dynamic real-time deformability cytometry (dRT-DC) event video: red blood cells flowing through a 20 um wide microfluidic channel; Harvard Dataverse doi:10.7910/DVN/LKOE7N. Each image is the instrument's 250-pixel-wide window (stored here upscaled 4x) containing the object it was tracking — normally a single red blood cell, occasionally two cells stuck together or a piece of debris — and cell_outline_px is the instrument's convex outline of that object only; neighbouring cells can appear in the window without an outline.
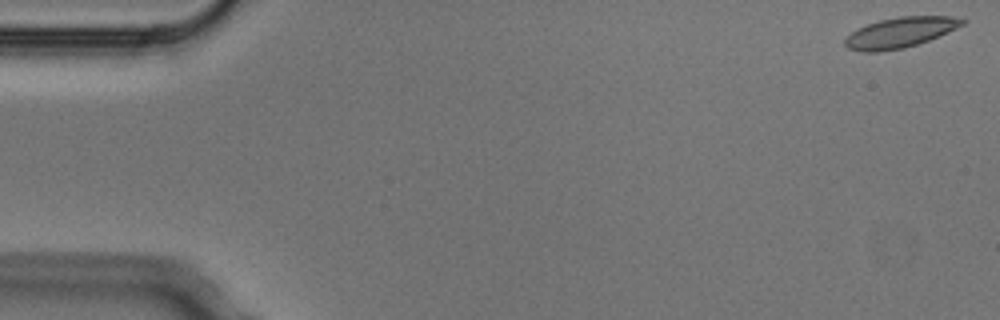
{"species": "Egyptian fruit bat (a non-hibernating species)", "species_latin": "Rousettus aegyptiacus", "temperature_condition": "cold", "stored_images_in_passage": 5, "camera_frame_rate_fps": 3000, "um_per_image_px": 0.085, "animal": {"sex": "male"}, "frame": {"image": 1, "passage_image": 1, "time_ms": 0.0, "image_size_px": [1000, 320], "cell_outline_px": [[968, 20], [964, 24], [948, 32], [928, 40], [904, 48], [880, 52], [860, 52], [848, 48], [844, 44], [844, 40], [852, 32], [868, 24], [880, 20], [900, 16], [952, 16]], "centroid_in_image_um": [76.52, 2.77], "position_along_channel_um": 8.5, "area_um2": 20.63}}
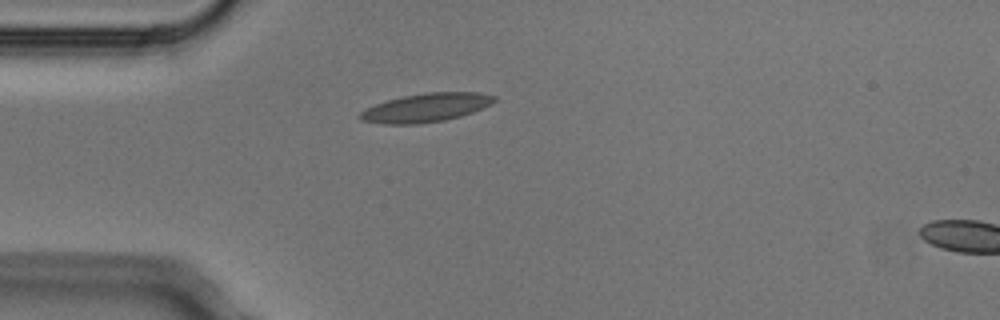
{"frame": {"image": 2, "passage_image": 4, "time_ms": 1.0, "image_size_px": [1000, 320], "cell_outline_px": [[496, 100], [492, 104], [472, 112], [460, 116], [444, 120], [416, 124], [384, 124], [360, 120], [356, 116], [360, 112], [376, 104], [388, 100], [404, 96], [428, 92], [480, 92], [496, 96]], "centroid_in_image_um": [36.22, 9.15], "position_along_channel_um": 48.8, "area_um2": 22.31}}